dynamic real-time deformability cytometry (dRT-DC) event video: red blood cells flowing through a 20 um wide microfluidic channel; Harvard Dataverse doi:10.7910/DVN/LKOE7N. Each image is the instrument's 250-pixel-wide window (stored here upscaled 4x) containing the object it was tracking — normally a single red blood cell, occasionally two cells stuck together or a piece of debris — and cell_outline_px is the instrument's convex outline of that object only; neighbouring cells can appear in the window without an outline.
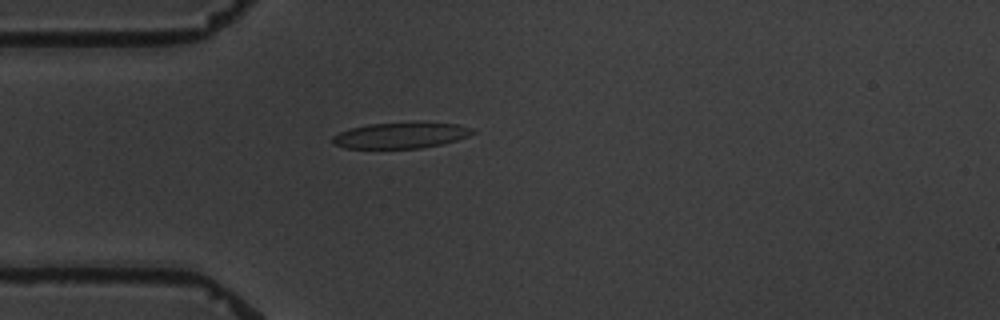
{"species": "common noctule bat (a hibernating species)", "species_latin": "Nyctalus noctula", "temperature_condition": "warm", "stored_images_in_passage": 2, "camera_frame_rate_fps": 3000, "um_per_image_px": 0.085, "animal": {"sex": "male", "body_mass_g": 19.5, "forearm_length_mm": 54.6}, "frame": {"image": 1, "passage_image": 1, "time_ms": 0.0, "image_size_px": [1000, 320], "cell_outline_px": [[476, 132], [468, 136], [456, 140], [440, 144], [420, 148], [344, 148], [332, 144], [332, 136], [340, 132], [352, 128], [368, 124], [456, 124], [472, 128]], "centroid_in_image_um": [34.01, 11.53], "position_along_channel_um": 51.0, "area_um2": 20.4}}